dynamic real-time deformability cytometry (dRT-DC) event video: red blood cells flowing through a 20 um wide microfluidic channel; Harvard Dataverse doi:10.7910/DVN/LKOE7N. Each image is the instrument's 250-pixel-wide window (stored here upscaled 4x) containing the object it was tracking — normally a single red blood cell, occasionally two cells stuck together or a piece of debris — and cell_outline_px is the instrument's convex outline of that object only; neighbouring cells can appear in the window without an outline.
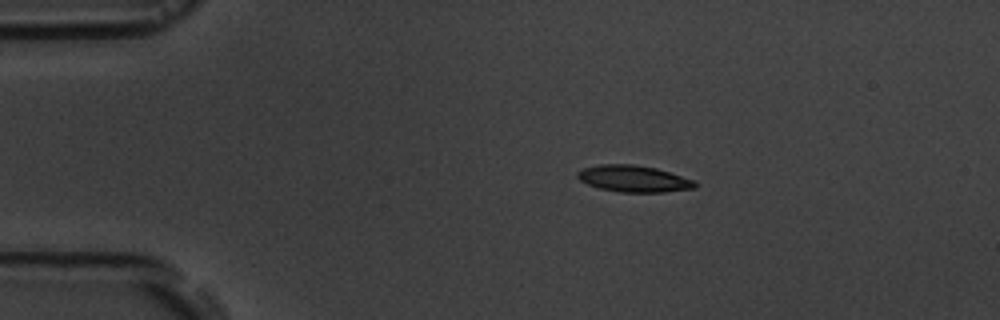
{"species": "common noctule bat (a hibernating species)", "species_latin": "Nyctalus noctula", "temperature_condition": "room temperature", "stored_images_in_passage": 4, "camera_frame_rate_fps": 3000, "um_per_image_px": 0.085, "animal": {"sex": "male", "body_mass_g": 19.5, "forearm_length_mm": 54.6}, "frame": {"image": 1, "passage_image": 2, "time_ms": 2.0, "image_size_px": [1000, 320], "cell_outline_px": [[696, 188], [664, 192], [620, 192], [600, 188], [588, 184], [580, 180], [576, 176], [576, 172], [584, 168], [600, 164], [632, 164], [656, 168], [696, 180]], "centroid_in_image_um": [53.88, 15.19], "position_along_channel_um": 31.1, "area_um2": 18.21}}